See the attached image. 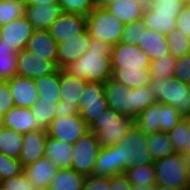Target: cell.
I'll return each mask as SVG.
<instances>
[{
	"label": "cell",
	"mask_w": 190,
	"mask_h": 190,
	"mask_svg": "<svg viewBox=\"0 0 190 190\" xmlns=\"http://www.w3.org/2000/svg\"><path fill=\"white\" fill-rule=\"evenodd\" d=\"M88 45L87 52L62 70L87 82L106 83L113 74L111 57L113 46L95 37L89 39Z\"/></svg>",
	"instance_id": "6da1fadb"
},
{
	"label": "cell",
	"mask_w": 190,
	"mask_h": 190,
	"mask_svg": "<svg viewBox=\"0 0 190 190\" xmlns=\"http://www.w3.org/2000/svg\"><path fill=\"white\" fill-rule=\"evenodd\" d=\"M147 142V135L136 126L119 138L118 143L112 146L116 151L118 175L123 174L131 166L154 164Z\"/></svg>",
	"instance_id": "7a4b0ae2"
},
{
	"label": "cell",
	"mask_w": 190,
	"mask_h": 190,
	"mask_svg": "<svg viewBox=\"0 0 190 190\" xmlns=\"http://www.w3.org/2000/svg\"><path fill=\"white\" fill-rule=\"evenodd\" d=\"M135 126V118L118 114L112 109L104 111L89 125L101 148L116 145L119 138Z\"/></svg>",
	"instance_id": "3957f363"
},
{
	"label": "cell",
	"mask_w": 190,
	"mask_h": 190,
	"mask_svg": "<svg viewBox=\"0 0 190 190\" xmlns=\"http://www.w3.org/2000/svg\"><path fill=\"white\" fill-rule=\"evenodd\" d=\"M151 92L157 102L175 107L184 115L190 104V85L173 77L152 78Z\"/></svg>",
	"instance_id": "277c9868"
},
{
	"label": "cell",
	"mask_w": 190,
	"mask_h": 190,
	"mask_svg": "<svg viewBox=\"0 0 190 190\" xmlns=\"http://www.w3.org/2000/svg\"><path fill=\"white\" fill-rule=\"evenodd\" d=\"M124 26L106 9L95 8L86 16V29L90 37L98 38L112 46L120 42Z\"/></svg>",
	"instance_id": "5b68a950"
},
{
	"label": "cell",
	"mask_w": 190,
	"mask_h": 190,
	"mask_svg": "<svg viewBox=\"0 0 190 190\" xmlns=\"http://www.w3.org/2000/svg\"><path fill=\"white\" fill-rule=\"evenodd\" d=\"M156 185L190 189V175L180 153L154 162Z\"/></svg>",
	"instance_id": "8992f818"
},
{
	"label": "cell",
	"mask_w": 190,
	"mask_h": 190,
	"mask_svg": "<svg viewBox=\"0 0 190 190\" xmlns=\"http://www.w3.org/2000/svg\"><path fill=\"white\" fill-rule=\"evenodd\" d=\"M100 150L101 147L95 134L90 131L87 132L73 144L71 169L84 176L93 175L96 158Z\"/></svg>",
	"instance_id": "52a82bcc"
},
{
	"label": "cell",
	"mask_w": 190,
	"mask_h": 190,
	"mask_svg": "<svg viewBox=\"0 0 190 190\" xmlns=\"http://www.w3.org/2000/svg\"><path fill=\"white\" fill-rule=\"evenodd\" d=\"M80 117L89 126L91 122L109 109L105 96V83L88 82L77 106Z\"/></svg>",
	"instance_id": "ba28073f"
},
{
	"label": "cell",
	"mask_w": 190,
	"mask_h": 190,
	"mask_svg": "<svg viewBox=\"0 0 190 190\" xmlns=\"http://www.w3.org/2000/svg\"><path fill=\"white\" fill-rule=\"evenodd\" d=\"M87 132H89V126L80 114L55 117L47 128L49 137L69 144H75Z\"/></svg>",
	"instance_id": "9c48e42d"
},
{
	"label": "cell",
	"mask_w": 190,
	"mask_h": 190,
	"mask_svg": "<svg viewBox=\"0 0 190 190\" xmlns=\"http://www.w3.org/2000/svg\"><path fill=\"white\" fill-rule=\"evenodd\" d=\"M105 96L109 109L120 115L135 118L134 89L110 78L105 83Z\"/></svg>",
	"instance_id": "30bf717a"
},
{
	"label": "cell",
	"mask_w": 190,
	"mask_h": 190,
	"mask_svg": "<svg viewBox=\"0 0 190 190\" xmlns=\"http://www.w3.org/2000/svg\"><path fill=\"white\" fill-rule=\"evenodd\" d=\"M112 68H149L150 59L138 45L119 42L112 48Z\"/></svg>",
	"instance_id": "8fae6325"
},
{
	"label": "cell",
	"mask_w": 190,
	"mask_h": 190,
	"mask_svg": "<svg viewBox=\"0 0 190 190\" xmlns=\"http://www.w3.org/2000/svg\"><path fill=\"white\" fill-rule=\"evenodd\" d=\"M59 68L52 61L39 57L28 50L18 51L17 75L36 79L44 75L55 73Z\"/></svg>",
	"instance_id": "7c38bea8"
},
{
	"label": "cell",
	"mask_w": 190,
	"mask_h": 190,
	"mask_svg": "<svg viewBox=\"0 0 190 190\" xmlns=\"http://www.w3.org/2000/svg\"><path fill=\"white\" fill-rule=\"evenodd\" d=\"M33 32V25L23 15L0 27V39H3V43L21 51L26 49Z\"/></svg>",
	"instance_id": "4fadbf2b"
},
{
	"label": "cell",
	"mask_w": 190,
	"mask_h": 190,
	"mask_svg": "<svg viewBox=\"0 0 190 190\" xmlns=\"http://www.w3.org/2000/svg\"><path fill=\"white\" fill-rule=\"evenodd\" d=\"M86 30V17L71 13H62L50 26L49 33L61 43Z\"/></svg>",
	"instance_id": "5bb4252c"
},
{
	"label": "cell",
	"mask_w": 190,
	"mask_h": 190,
	"mask_svg": "<svg viewBox=\"0 0 190 190\" xmlns=\"http://www.w3.org/2000/svg\"><path fill=\"white\" fill-rule=\"evenodd\" d=\"M47 137V130L44 129H37L24 134L19 157L22 167L33 164L40 158L45 157Z\"/></svg>",
	"instance_id": "9a60e30c"
},
{
	"label": "cell",
	"mask_w": 190,
	"mask_h": 190,
	"mask_svg": "<svg viewBox=\"0 0 190 190\" xmlns=\"http://www.w3.org/2000/svg\"><path fill=\"white\" fill-rule=\"evenodd\" d=\"M90 35L87 29L57 46V67L63 69L67 64L76 61L88 50Z\"/></svg>",
	"instance_id": "2e32d148"
},
{
	"label": "cell",
	"mask_w": 190,
	"mask_h": 190,
	"mask_svg": "<svg viewBox=\"0 0 190 190\" xmlns=\"http://www.w3.org/2000/svg\"><path fill=\"white\" fill-rule=\"evenodd\" d=\"M14 106L31 108L38 99V91L34 79L15 75L9 80Z\"/></svg>",
	"instance_id": "e0dca14e"
},
{
	"label": "cell",
	"mask_w": 190,
	"mask_h": 190,
	"mask_svg": "<svg viewBox=\"0 0 190 190\" xmlns=\"http://www.w3.org/2000/svg\"><path fill=\"white\" fill-rule=\"evenodd\" d=\"M63 13L59 3L47 5H25L24 16L34 30H49L53 22Z\"/></svg>",
	"instance_id": "ac0fdd59"
},
{
	"label": "cell",
	"mask_w": 190,
	"mask_h": 190,
	"mask_svg": "<svg viewBox=\"0 0 190 190\" xmlns=\"http://www.w3.org/2000/svg\"><path fill=\"white\" fill-rule=\"evenodd\" d=\"M145 8L142 0H113L105 9L127 25L143 20Z\"/></svg>",
	"instance_id": "d6986e66"
},
{
	"label": "cell",
	"mask_w": 190,
	"mask_h": 190,
	"mask_svg": "<svg viewBox=\"0 0 190 190\" xmlns=\"http://www.w3.org/2000/svg\"><path fill=\"white\" fill-rule=\"evenodd\" d=\"M57 46L48 30H34L26 50L57 65Z\"/></svg>",
	"instance_id": "ffe728a7"
},
{
	"label": "cell",
	"mask_w": 190,
	"mask_h": 190,
	"mask_svg": "<svg viewBox=\"0 0 190 190\" xmlns=\"http://www.w3.org/2000/svg\"><path fill=\"white\" fill-rule=\"evenodd\" d=\"M57 170L58 168L55 166V163L47 157L40 158L33 164L23 167V172L27 179L36 188H48Z\"/></svg>",
	"instance_id": "44dd1931"
},
{
	"label": "cell",
	"mask_w": 190,
	"mask_h": 190,
	"mask_svg": "<svg viewBox=\"0 0 190 190\" xmlns=\"http://www.w3.org/2000/svg\"><path fill=\"white\" fill-rule=\"evenodd\" d=\"M138 46L144 50L150 61L170 54L166 35L154 30L145 29L142 32L141 39H139Z\"/></svg>",
	"instance_id": "7402d4cb"
},
{
	"label": "cell",
	"mask_w": 190,
	"mask_h": 190,
	"mask_svg": "<svg viewBox=\"0 0 190 190\" xmlns=\"http://www.w3.org/2000/svg\"><path fill=\"white\" fill-rule=\"evenodd\" d=\"M112 79L126 85L131 90L150 86L151 74L149 68H112Z\"/></svg>",
	"instance_id": "603a6c76"
},
{
	"label": "cell",
	"mask_w": 190,
	"mask_h": 190,
	"mask_svg": "<svg viewBox=\"0 0 190 190\" xmlns=\"http://www.w3.org/2000/svg\"><path fill=\"white\" fill-rule=\"evenodd\" d=\"M73 144H69L52 137H47L45 157L55 163L58 169H71Z\"/></svg>",
	"instance_id": "cb8c5ba5"
},
{
	"label": "cell",
	"mask_w": 190,
	"mask_h": 190,
	"mask_svg": "<svg viewBox=\"0 0 190 190\" xmlns=\"http://www.w3.org/2000/svg\"><path fill=\"white\" fill-rule=\"evenodd\" d=\"M38 99L36 102H48L57 104L61 100L59 69L55 73L34 79Z\"/></svg>",
	"instance_id": "d4e9b609"
},
{
	"label": "cell",
	"mask_w": 190,
	"mask_h": 190,
	"mask_svg": "<svg viewBox=\"0 0 190 190\" xmlns=\"http://www.w3.org/2000/svg\"><path fill=\"white\" fill-rule=\"evenodd\" d=\"M33 120L31 109L17 106H14L3 116L4 127L21 134L37 130L32 123Z\"/></svg>",
	"instance_id": "484cf974"
},
{
	"label": "cell",
	"mask_w": 190,
	"mask_h": 190,
	"mask_svg": "<svg viewBox=\"0 0 190 190\" xmlns=\"http://www.w3.org/2000/svg\"><path fill=\"white\" fill-rule=\"evenodd\" d=\"M59 80L61 100L78 106L83 90L88 82L84 79L70 76L61 69H59Z\"/></svg>",
	"instance_id": "4316f807"
},
{
	"label": "cell",
	"mask_w": 190,
	"mask_h": 190,
	"mask_svg": "<svg viewBox=\"0 0 190 190\" xmlns=\"http://www.w3.org/2000/svg\"><path fill=\"white\" fill-rule=\"evenodd\" d=\"M85 176L73 169H58L52 178L49 190H82Z\"/></svg>",
	"instance_id": "83f0119b"
},
{
	"label": "cell",
	"mask_w": 190,
	"mask_h": 190,
	"mask_svg": "<svg viewBox=\"0 0 190 190\" xmlns=\"http://www.w3.org/2000/svg\"><path fill=\"white\" fill-rule=\"evenodd\" d=\"M135 126L145 135L160 131V103L148 106L135 118Z\"/></svg>",
	"instance_id": "f1b7e54d"
},
{
	"label": "cell",
	"mask_w": 190,
	"mask_h": 190,
	"mask_svg": "<svg viewBox=\"0 0 190 190\" xmlns=\"http://www.w3.org/2000/svg\"><path fill=\"white\" fill-rule=\"evenodd\" d=\"M93 175L102 177L118 175L116 151L112 146L101 148L96 158Z\"/></svg>",
	"instance_id": "f546056e"
},
{
	"label": "cell",
	"mask_w": 190,
	"mask_h": 190,
	"mask_svg": "<svg viewBox=\"0 0 190 190\" xmlns=\"http://www.w3.org/2000/svg\"><path fill=\"white\" fill-rule=\"evenodd\" d=\"M147 138L148 150L154 161L176 153L168 133L159 131L154 134L147 135Z\"/></svg>",
	"instance_id": "4dcf8cb0"
},
{
	"label": "cell",
	"mask_w": 190,
	"mask_h": 190,
	"mask_svg": "<svg viewBox=\"0 0 190 190\" xmlns=\"http://www.w3.org/2000/svg\"><path fill=\"white\" fill-rule=\"evenodd\" d=\"M24 134L3 127L0 130V152L19 160Z\"/></svg>",
	"instance_id": "1f68e13d"
},
{
	"label": "cell",
	"mask_w": 190,
	"mask_h": 190,
	"mask_svg": "<svg viewBox=\"0 0 190 190\" xmlns=\"http://www.w3.org/2000/svg\"><path fill=\"white\" fill-rule=\"evenodd\" d=\"M18 51L0 39V80H9L17 75Z\"/></svg>",
	"instance_id": "d6a6232c"
},
{
	"label": "cell",
	"mask_w": 190,
	"mask_h": 190,
	"mask_svg": "<svg viewBox=\"0 0 190 190\" xmlns=\"http://www.w3.org/2000/svg\"><path fill=\"white\" fill-rule=\"evenodd\" d=\"M131 185L153 186L156 185L155 168L153 164L129 167L124 172Z\"/></svg>",
	"instance_id": "836d02e7"
},
{
	"label": "cell",
	"mask_w": 190,
	"mask_h": 190,
	"mask_svg": "<svg viewBox=\"0 0 190 190\" xmlns=\"http://www.w3.org/2000/svg\"><path fill=\"white\" fill-rule=\"evenodd\" d=\"M176 18L177 16L153 15L147 8L143 15L146 29L165 35L176 29Z\"/></svg>",
	"instance_id": "e575fe53"
},
{
	"label": "cell",
	"mask_w": 190,
	"mask_h": 190,
	"mask_svg": "<svg viewBox=\"0 0 190 190\" xmlns=\"http://www.w3.org/2000/svg\"><path fill=\"white\" fill-rule=\"evenodd\" d=\"M56 104L48 102H36L30 109L33 114V125L36 129L47 130L50 123L56 117Z\"/></svg>",
	"instance_id": "d590c367"
},
{
	"label": "cell",
	"mask_w": 190,
	"mask_h": 190,
	"mask_svg": "<svg viewBox=\"0 0 190 190\" xmlns=\"http://www.w3.org/2000/svg\"><path fill=\"white\" fill-rule=\"evenodd\" d=\"M185 6L182 0H151L146 8L153 15L177 16Z\"/></svg>",
	"instance_id": "8d00e7d4"
},
{
	"label": "cell",
	"mask_w": 190,
	"mask_h": 190,
	"mask_svg": "<svg viewBox=\"0 0 190 190\" xmlns=\"http://www.w3.org/2000/svg\"><path fill=\"white\" fill-rule=\"evenodd\" d=\"M24 0H0V27L24 15Z\"/></svg>",
	"instance_id": "74e56055"
},
{
	"label": "cell",
	"mask_w": 190,
	"mask_h": 190,
	"mask_svg": "<svg viewBox=\"0 0 190 190\" xmlns=\"http://www.w3.org/2000/svg\"><path fill=\"white\" fill-rule=\"evenodd\" d=\"M170 54L175 58L188 55L190 52V38L181 31L174 29L166 35Z\"/></svg>",
	"instance_id": "f35d334b"
},
{
	"label": "cell",
	"mask_w": 190,
	"mask_h": 190,
	"mask_svg": "<svg viewBox=\"0 0 190 190\" xmlns=\"http://www.w3.org/2000/svg\"><path fill=\"white\" fill-rule=\"evenodd\" d=\"M176 63L177 58L171 54H166L151 61L149 66L151 78L172 77Z\"/></svg>",
	"instance_id": "ab89813d"
},
{
	"label": "cell",
	"mask_w": 190,
	"mask_h": 190,
	"mask_svg": "<svg viewBox=\"0 0 190 190\" xmlns=\"http://www.w3.org/2000/svg\"><path fill=\"white\" fill-rule=\"evenodd\" d=\"M190 121L182 118L181 121L168 132L173 148L176 153H182L186 149L187 131H189Z\"/></svg>",
	"instance_id": "60d3db41"
},
{
	"label": "cell",
	"mask_w": 190,
	"mask_h": 190,
	"mask_svg": "<svg viewBox=\"0 0 190 190\" xmlns=\"http://www.w3.org/2000/svg\"><path fill=\"white\" fill-rule=\"evenodd\" d=\"M183 118V115L173 106L160 103V131L168 133Z\"/></svg>",
	"instance_id": "b9f144b4"
},
{
	"label": "cell",
	"mask_w": 190,
	"mask_h": 190,
	"mask_svg": "<svg viewBox=\"0 0 190 190\" xmlns=\"http://www.w3.org/2000/svg\"><path fill=\"white\" fill-rule=\"evenodd\" d=\"M59 5L64 13L85 17L94 9L92 0H60Z\"/></svg>",
	"instance_id": "7bdbcfd3"
},
{
	"label": "cell",
	"mask_w": 190,
	"mask_h": 190,
	"mask_svg": "<svg viewBox=\"0 0 190 190\" xmlns=\"http://www.w3.org/2000/svg\"><path fill=\"white\" fill-rule=\"evenodd\" d=\"M156 102L150 86L134 89L135 118L148 106Z\"/></svg>",
	"instance_id": "ee69618b"
},
{
	"label": "cell",
	"mask_w": 190,
	"mask_h": 190,
	"mask_svg": "<svg viewBox=\"0 0 190 190\" xmlns=\"http://www.w3.org/2000/svg\"><path fill=\"white\" fill-rule=\"evenodd\" d=\"M145 29L146 27L143 20L125 25L120 42L138 45L139 39H141L142 36V32H144Z\"/></svg>",
	"instance_id": "f6af8a7d"
},
{
	"label": "cell",
	"mask_w": 190,
	"mask_h": 190,
	"mask_svg": "<svg viewBox=\"0 0 190 190\" xmlns=\"http://www.w3.org/2000/svg\"><path fill=\"white\" fill-rule=\"evenodd\" d=\"M23 172L19 160L6 156L0 152V174L3 180L17 176Z\"/></svg>",
	"instance_id": "bcb514c9"
},
{
	"label": "cell",
	"mask_w": 190,
	"mask_h": 190,
	"mask_svg": "<svg viewBox=\"0 0 190 190\" xmlns=\"http://www.w3.org/2000/svg\"><path fill=\"white\" fill-rule=\"evenodd\" d=\"M2 190H36V187L22 172L17 176L4 180Z\"/></svg>",
	"instance_id": "7dc6e473"
},
{
	"label": "cell",
	"mask_w": 190,
	"mask_h": 190,
	"mask_svg": "<svg viewBox=\"0 0 190 190\" xmlns=\"http://www.w3.org/2000/svg\"><path fill=\"white\" fill-rule=\"evenodd\" d=\"M172 77L190 85V54L177 58Z\"/></svg>",
	"instance_id": "c3c4849f"
},
{
	"label": "cell",
	"mask_w": 190,
	"mask_h": 190,
	"mask_svg": "<svg viewBox=\"0 0 190 190\" xmlns=\"http://www.w3.org/2000/svg\"><path fill=\"white\" fill-rule=\"evenodd\" d=\"M14 107L8 81L0 80V115L4 116Z\"/></svg>",
	"instance_id": "681fc988"
},
{
	"label": "cell",
	"mask_w": 190,
	"mask_h": 190,
	"mask_svg": "<svg viewBox=\"0 0 190 190\" xmlns=\"http://www.w3.org/2000/svg\"><path fill=\"white\" fill-rule=\"evenodd\" d=\"M82 190H111L110 177L85 176Z\"/></svg>",
	"instance_id": "f907efd6"
},
{
	"label": "cell",
	"mask_w": 190,
	"mask_h": 190,
	"mask_svg": "<svg viewBox=\"0 0 190 190\" xmlns=\"http://www.w3.org/2000/svg\"><path fill=\"white\" fill-rule=\"evenodd\" d=\"M176 29L190 38V6L185 5L176 18Z\"/></svg>",
	"instance_id": "816d5d0a"
},
{
	"label": "cell",
	"mask_w": 190,
	"mask_h": 190,
	"mask_svg": "<svg viewBox=\"0 0 190 190\" xmlns=\"http://www.w3.org/2000/svg\"><path fill=\"white\" fill-rule=\"evenodd\" d=\"M56 117H63V116H71V115H77L79 114V111L77 109V106H74L73 104H69V102L60 100L56 104Z\"/></svg>",
	"instance_id": "f5cc1de1"
},
{
	"label": "cell",
	"mask_w": 190,
	"mask_h": 190,
	"mask_svg": "<svg viewBox=\"0 0 190 190\" xmlns=\"http://www.w3.org/2000/svg\"><path fill=\"white\" fill-rule=\"evenodd\" d=\"M111 190H131V183L125 174L110 177Z\"/></svg>",
	"instance_id": "db71d44e"
},
{
	"label": "cell",
	"mask_w": 190,
	"mask_h": 190,
	"mask_svg": "<svg viewBox=\"0 0 190 190\" xmlns=\"http://www.w3.org/2000/svg\"><path fill=\"white\" fill-rule=\"evenodd\" d=\"M60 0H24L25 5H47L59 3Z\"/></svg>",
	"instance_id": "11a10c76"
},
{
	"label": "cell",
	"mask_w": 190,
	"mask_h": 190,
	"mask_svg": "<svg viewBox=\"0 0 190 190\" xmlns=\"http://www.w3.org/2000/svg\"><path fill=\"white\" fill-rule=\"evenodd\" d=\"M113 0H92L94 9H105L109 4L112 3Z\"/></svg>",
	"instance_id": "9f6ffc18"
},
{
	"label": "cell",
	"mask_w": 190,
	"mask_h": 190,
	"mask_svg": "<svg viewBox=\"0 0 190 190\" xmlns=\"http://www.w3.org/2000/svg\"><path fill=\"white\" fill-rule=\"evenodd\" d=\"M182 159L184 161L185 166L187 167L190 175V153L188 152H182L181 153Z\"/></svg>",
	"instance_id": "6f0895ef"
},
{
	"label": "cell",
	"mask_w": 190,
	"mask_h": 190,
	"mask_svg": "<svg viewBox=\"0 0 190 190\" xmlns=\"http://www.w3.org/2000/svg\"><path fill=\"white\" fill-rule=\"evenodd\" d=\"M131 190H156V185L153 186H137L131 185Z\"/></svg>",
	"instance_id": "680465c9"
},
{
	"label": "cell",
	"mask_w": 190,
	"mask_h": 190,
	"mask_svg": "<svg viewBox=\"0 0 190 190\" xmlns=\"http://www.w3.org/2000/svg\"><path fill=\"white\" fill-rule=\"evenodd\" d=\"M156 190H190V189L173 188V187H170V186L156 185Z\"/></svg>",
	"instance_id": "91938a15"
},
{
	"label": "cell",
	"mask_w": 190,
	"mask_h": 190,
	"mask_svg": "<svg viewBox=\"0 0 190 190\" xmlns=\"http://www.w3.org/2000/svg\"><path fill=\"white\" fill-rule=\"evenodd\" d=\"M185 152L190 153V125H189V131H187V144Z\"/></svg>",
	"instance_id": "94428289"
},
{
	"label": "cell",
	"mask_w": 190,
	"mask_h": 190,
	"mask_svg": "<svg viewBox=\"0 0 190 190\" xmlns=\"http://www.w3.org/2000/svg\"><path fill=\"white\" fill-rule=\"evenodd\" d=\"M183 118L188 119L190 121V104L186 113L183 115Z\"/></svg>",
	"instance_id": "6125c7cd"
},
{
	"label": "cell",
	"mask_w": 190,
	"mask_h": 190,
	"mask_svg": "<svg viewBox=\"0 0 190 190\" xmlns=\"http://www.w3.org/2000/svg\"><path fill=\"white\" fill-rule=\"evenodd\" d=\"M4 127L3 116L0 115V130Z\"/></svg>",
	"instance_id": "be15d7a7"
},
{
	"label": "cell",
	"mask_w": 190,
	"mask_h": 190,
	"mask_svg": "<svg viewBox=\"0 0 190 190\" xmlns=\"http://www.w3.org/2000/svg\"><path fill=\"white\" fill-rule=\"evenodd\" d=\"M3 178L1 177V174H0V190L2 189V186H3Z\"/></svg>",
	"instance_id": "e7e4bbea"
},
{
	"label": "cell",
	"mask_w": 190,
	"mask_h": 190,
	"mask_svg": "<svg viewBox=\"0 0 190 190\" xmlns=\"http://www.w3.org/2000/svg\"><path fill=\"white\" fill-rule=\"evenodd\" d=\"M185 5L190 6V0H182Z\"/></svg>",
	"instance_id": "03108f58"
},
{
	"label": "cell",
	"mask_w": 190,
	"mask_h": 190,
	"mask_svg": "<svg viewBox=\"0 0 190 190\" xmlns=\"http://www.w3.org/2000/svg\"><path fill=\"white\" fill-rule=\"evenodd\" d=\"M146 5L151 1V0H142Z\"/></svg>",
	"instance_id": "003e7915"
},
{
	"label": "cell",
	"mask_w": 190,
	"mask_h": 190,
	"mask_svg": "<svg viewBox=\"0 0 190 190\" xmlns=\"http://www.w3.org/2000/svg\"><path fill=\"white\" fill-rule=\"evenodd\" d=\"M36 190H49L48 188H36Z\"/></svg>",
	"instance_id": "a7ac6f4b"
}]
</instances>
